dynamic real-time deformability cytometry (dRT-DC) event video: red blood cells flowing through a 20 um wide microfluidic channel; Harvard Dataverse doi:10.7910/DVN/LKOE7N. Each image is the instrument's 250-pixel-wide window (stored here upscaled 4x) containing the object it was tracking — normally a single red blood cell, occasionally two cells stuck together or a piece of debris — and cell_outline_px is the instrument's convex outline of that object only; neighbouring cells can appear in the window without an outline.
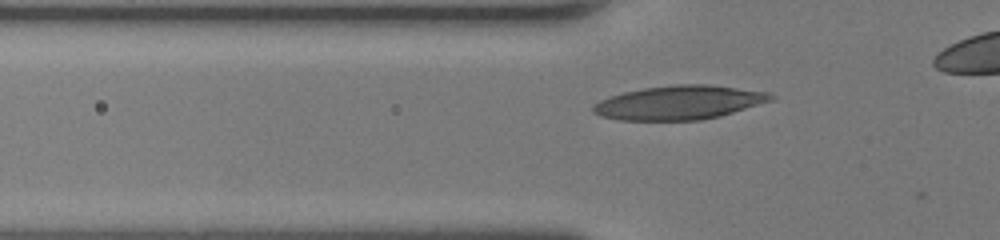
{"species": "human", "species_latin": "Homo sapiens", "temperature_condition": "room temperature", "stored_images_in_passage": 29, "camera_frame_rate_fps": 3000, "um_per_image_px": 0.085, "donor": {"sex": "female"}, "frame": {"image": 1, "passage_image": 3, "time_ms": 0.667, "image_size_px": [1000, 240], "cell_outline_px": [[776, 100], [720, 116], [700, 120], [620, 120], [600, 116], [592, 112], [592, 104], [600, 100], [624, 92], [644, 88], [676, 84], [708, 84], [768, 92], [776, 96]], "centroid_in_image_um": [57.76, 8.72], "position_along_channel_um": 68.0, "area_um2": 35.32}}
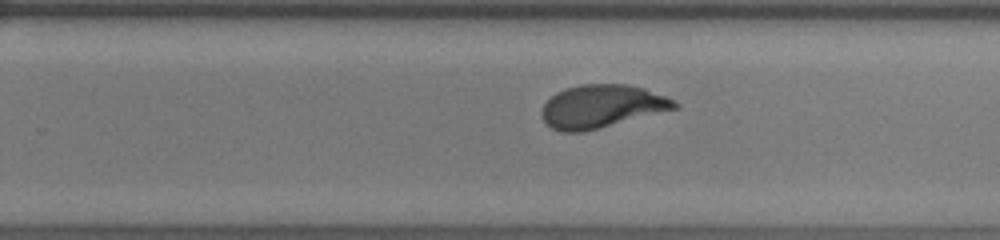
{"frame": {"image": 2, "passage_image": 18, "time_ms": 5.667, "image_size_px": [1000, 240], "cell_outline_px": [[680, 108], [584, 132], [560, 132], [552, 128], [544, 120], [540, 112], [544, 104], [556, 92], [564, 88], [580, 84], [624, 84], [644, 88], [664, 96], [680, 104]], "centroid_in_image_um": [51.14, 9.05], "position_along_channel_um": 278.7, "area_um2": 33.41}}
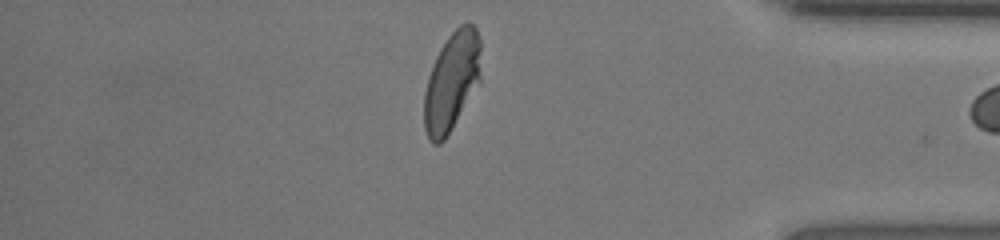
{"frame": {"image": 3, "passage_image": 28, "time_ms": 9.0, "image_size_px": [1000, 240], "cell_outline_px": [[480, 84], [452, 128], [444, 140], [440, 144], [432, 144], [428, 140], [424, 128], [424, 92], [428, 76], [436, 56], [440, 48], [448, 36], [460, 24], [468, 20], [476, 28], [480, 40]], "centroid_in_image_um": [38.4, 6.94], "position_along_channel_um": 396.8, "area_um2": 33.18}}